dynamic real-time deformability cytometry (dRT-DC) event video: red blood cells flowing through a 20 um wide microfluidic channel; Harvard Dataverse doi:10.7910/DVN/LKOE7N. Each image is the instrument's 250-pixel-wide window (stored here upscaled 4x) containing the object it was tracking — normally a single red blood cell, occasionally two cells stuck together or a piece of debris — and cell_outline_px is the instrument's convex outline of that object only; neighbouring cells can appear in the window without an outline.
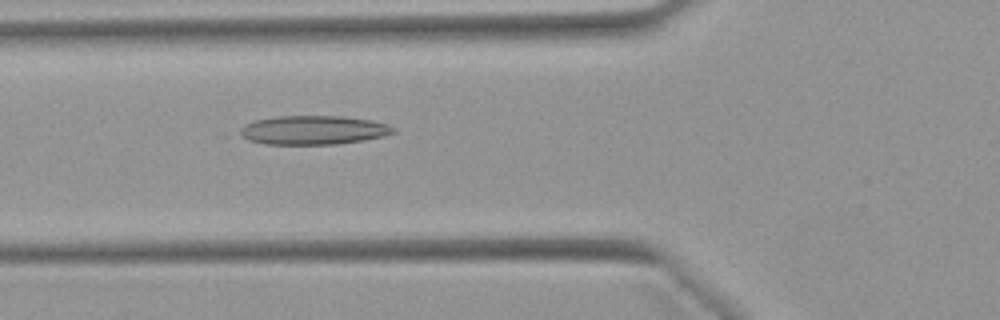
{"species": "Egyptian fruit bat (a non-hibernating species)", "species_latin": "Rousettus aegyptiacus", "temperature_condition": "warm", "stored_images_in_passage": 32, "camera_frame_rate_fps": 3000, "um_per_image_px": 0.085, "animal": {"sex": "female"}, "frame": {"image": 1, "passage_image": 7, "time_ms": 2.0, "image_size_px": [1000, 320], "cell_outline_px": [[396, 132], [384, 136], [364, 140], [336, 144], [264, 144], [248, 140], [240, 136], [236, 132], [244, 124], [256, 120], [276, 116], [344, 116], [372, 120], [388, 124], [396, 128]], "centroid_in_image_um": [26.62, 11.05], "position_along_channel_um": 99.2, "area_um2": 26.18}}
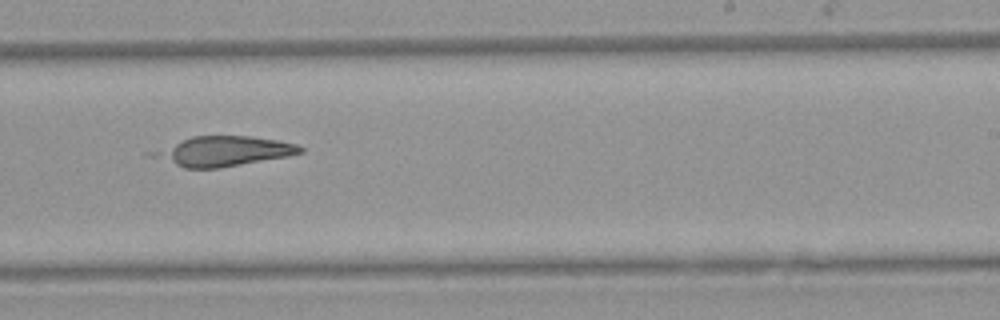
{"frame": {"image": 2, "passage_image": 20, "time_ms": 6.333, "image_size_px": [1000, 320], "cell_outline_px": [[304, 152], [288, 156], [220, 168], [184, 168], [144, 156], [144, 152], [192, 136], [252, 136], [276, 140], [296, 144], [304, 148]], "centroid_in_image_um": [18.85, 12.86], "position_along_channel_um": 270.2, "area_um2": 26.13}}
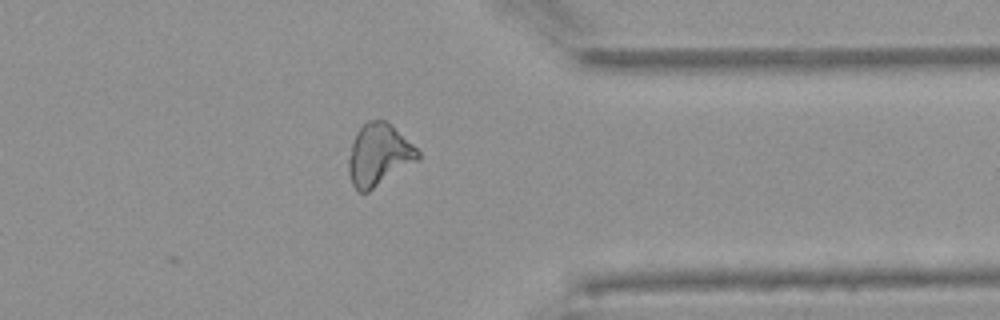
{"frame": {"image": 3, "passage_image": 29, "time_ms": 9.333, "image_size_px": [1000, 320], "cell_outline_px": [[420, 160], [368, 192], [360, 192], [352, 184], [348, 172], [348, 160], [352, 144], [356, 132], [368, 120], [384, 120], [392, 124], [420, 152]], "centroid_in_image_um": [32.21, 13.17], "position_along_channel_um": 379.2, "area_um2": 25.09}}